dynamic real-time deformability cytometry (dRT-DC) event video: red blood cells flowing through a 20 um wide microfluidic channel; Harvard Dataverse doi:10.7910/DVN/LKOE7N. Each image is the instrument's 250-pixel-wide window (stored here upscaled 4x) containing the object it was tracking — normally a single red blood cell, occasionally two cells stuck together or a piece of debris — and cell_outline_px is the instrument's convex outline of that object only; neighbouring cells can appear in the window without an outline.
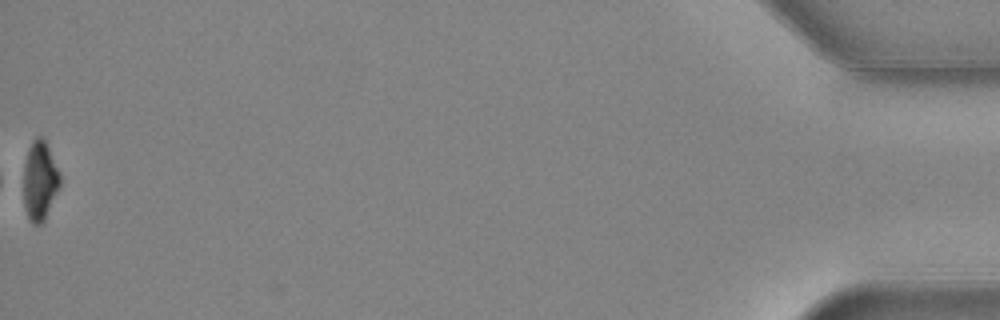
{"species": "common noctule bat (a hibernating species)", "species_latin": "Nyctalus noctula", "temperature_condition": "warm", "stored_images_in_passage": 55, "segment_of_instrument_passage": [2, 2], "camera_frame_rate_fps": 3000, "um_per_image_px": 0.085, "animal": {"sex": "female", "body_mass_g": 24.6, "forearm_length_mm": 56.2}, "frame": {"image": 1, "passage_image": 55, "time_ms": 18.0, "image_size_px": [1000, 320], "cell_outline_px": [[60, 184], [44, 220], [40, 224], [32, 224], [28, 220], [24, 204], [24, 164], [28, 148], [32, 140], [36, 136], [40, 136], [44, 140], [60, 172]], "centroid_in_image_um": [3.37, 15.36], "position_along_channel_um": 431.8, "area_um2": 16.65}}